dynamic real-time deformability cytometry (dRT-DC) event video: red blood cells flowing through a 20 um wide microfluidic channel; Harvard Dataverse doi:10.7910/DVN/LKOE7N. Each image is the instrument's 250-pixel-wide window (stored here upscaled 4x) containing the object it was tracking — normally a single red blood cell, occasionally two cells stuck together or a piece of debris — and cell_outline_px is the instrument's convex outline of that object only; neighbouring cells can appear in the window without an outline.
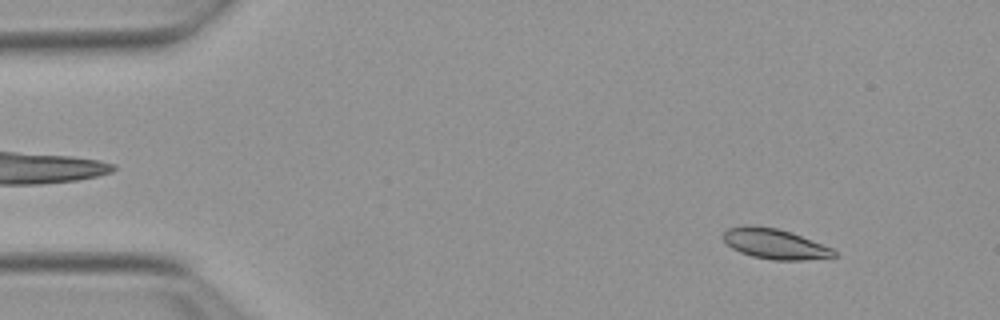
{"species": "Egyptian fruit bat (a non-hibernating species)", "species_latin": "Rousettus aegyptiacus", "temperature_condition": "warm", "stored_images_in_passage": 50, "camera_frame_rate_fps": 3000, "um_per_image_px": 0.085, "animal": {"sex": "female"}, "frame": {"image": 1, "passage_image": 3, "time_ms": 0.667, "image_size_px": [1000, 320], "cell_outline_px": [[836, 256], [804, 260], [772, 260], [752, 256], [740, 252], [732, 248], [720, 236], [724, 228], [744, 224], [752, 224], [776, 228], [792, 232], [832, 248], [836, 252]], "centroid_in_image_um": [65.78, 20.7], "position_along_channel_um": 19.2, "area_um2": 19.83}}
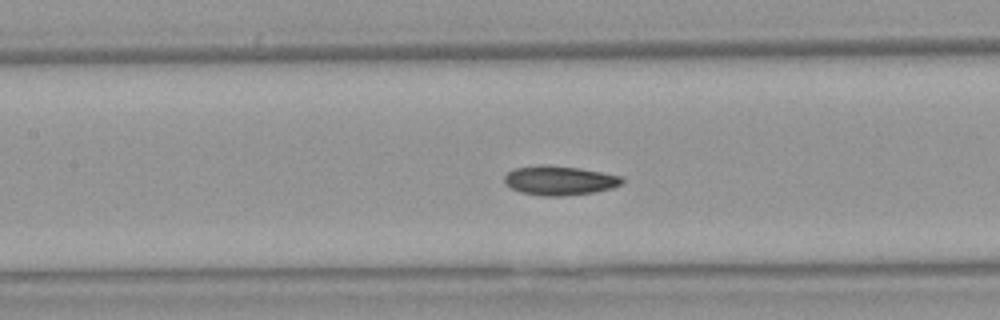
{"frame": {"image": 2, "passage_image": 21, "time_ms": 6.667, "image_size_px": [1000, 320], "cell_outline_px": [[624, 180], [620, 184], [612, 188], [592, 192], [564, 196], [544, 196], [520, 192], [504, 184], [504, 176], [508, 172], [516, 168], [540, 164], [548, 164], [580, 168], [624, 176]], "centroid_in_image_um": [47.55, 15.33], "position_along_channel_um": 159.9, "area_um2": 20.23}}
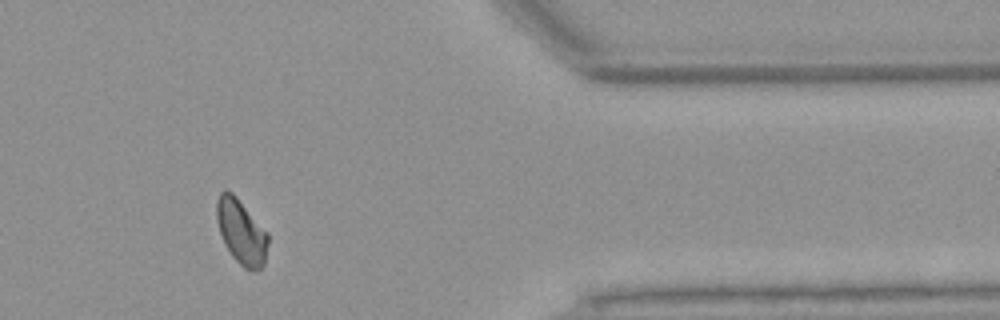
{"frame": {"image": 3, "passage_image": 41, "time_ms": 13.333, "image_size_px": [1000, 320], "cell_outline_px": [[268, 244], [264, 264], [260, 268], [244, 268], [232, 256], [224, 244], [216, 220], [216, 200], [220, 192], [232, 192], [236, 196], [268, 232]], "centroid_in_image_um": [20.5, 19.68], "position_along_channel_um": 390.9, "area_um2": 19.19}, "authors_computed_cell_mechanics": {"area_um2": 19.4208, "velocity_mm_per_s": 3.8538, "shape_relaxation_time_tau1_ms": 5.7573, "shape_relaxation_time_tau2_ms": 6.9941, "deformation_change_tau1": 0.1461, "deformation_change_tau2": 0.0992}}